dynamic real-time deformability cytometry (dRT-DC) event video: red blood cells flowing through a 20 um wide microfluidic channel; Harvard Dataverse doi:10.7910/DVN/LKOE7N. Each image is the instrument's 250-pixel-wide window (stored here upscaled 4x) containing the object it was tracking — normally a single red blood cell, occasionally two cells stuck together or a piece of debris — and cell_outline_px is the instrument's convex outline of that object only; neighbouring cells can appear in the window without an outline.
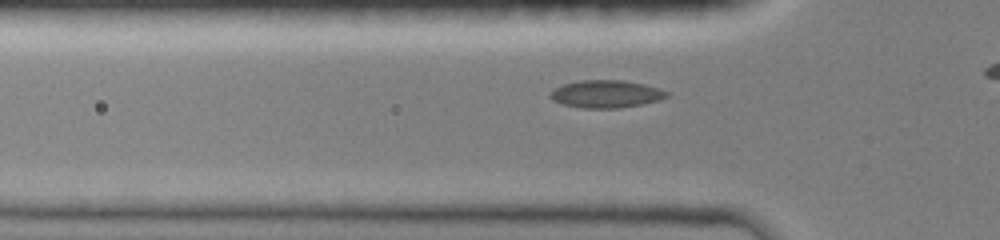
{"species": "common noctule bat (a hibernating species)", "species_latin": "Nyctalus noctula", "temperature_condition": "room temperature", "stored_images_in_passage": 23, "camera_frame_rate_fps": 3000, "um_per_image_px": 0.085, "animal": {"sex": "female", "body_mass_g": 19.0, "forearm_length_mm": 51.5}, "frame": {"image": 1, "passage_image": 8, "time_ms": 2.333, "image_size_px": [1000, 240], "cell_outline_px": [[668, 96], [660, 100], [620, 108], [580, 108], [564, 104], [552, 100], [548, 96], [556, 88], [564, 84], [580, 80], [620, 80], [644, 84], [668, 92]], "centroid_in_image_um": [51.5, 7.99], "position_along_channel_um": 74.3, "area_um2": 18.5}}
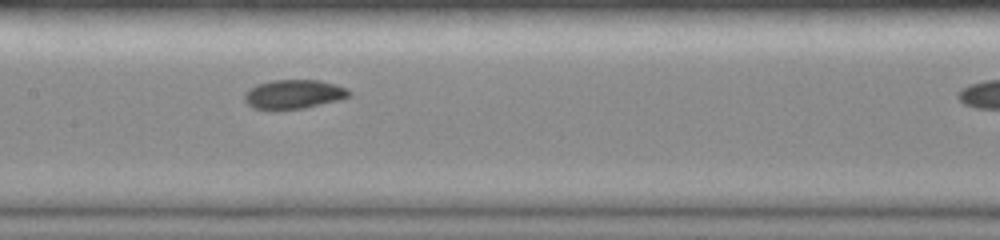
{"frame": {"image": 2, "passage_image": 16, "time_ms": 5.0, "image_size_px": [1000, 240], "cell_outline_px": [[352, 96], [304, 108], [252, 108], [244, 100], [244, 96], [256, 84], [272, 80], [320, 80], [336, 84], [348, 88], [352, 92]], "centroid_in_image_um": [25.03, 7.98], "position_along_channel_um": 182.4, "area_um2": 17.4}}
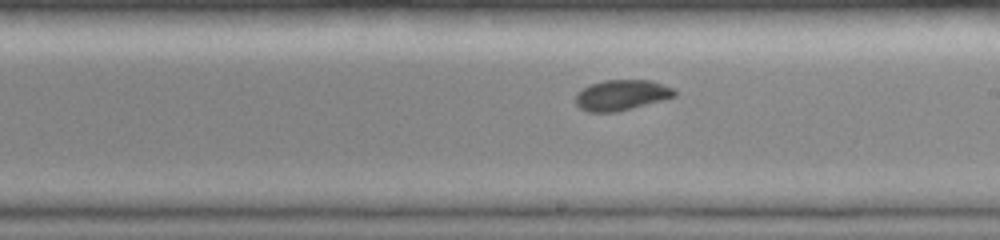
{"frame": {"image": 3, "passage_image": 20, "time_ms": 6.333, "image_size_px": [1000, 240], "cell_outline_px": [[676, 96], [632, 108], [616, 112], [588, 112], [580, 108], [576, 104], [576, 92], [592, 84], [604, 80], [652, 80], [672, 88], [676, 92]], "centroid_in_image_um": [52.81, 8.08], "position_along_channel_um": 236.2, "area_um2": 17.46}}